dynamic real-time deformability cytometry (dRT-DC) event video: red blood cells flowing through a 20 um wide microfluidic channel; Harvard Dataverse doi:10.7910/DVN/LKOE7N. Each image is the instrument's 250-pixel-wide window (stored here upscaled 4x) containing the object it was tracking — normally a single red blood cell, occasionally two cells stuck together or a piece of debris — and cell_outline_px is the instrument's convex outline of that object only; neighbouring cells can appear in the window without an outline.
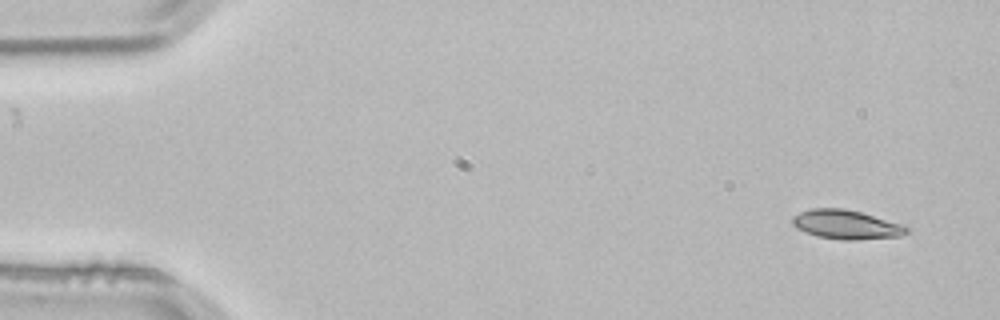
{"species": "common noctule bat (a hibernating species)", "species_latin": "Nyctalus noctula", "temperature_condition": "room temperature", "stored_images_in_passage": 2, "camera_frame_rate_fps": 3000, "um_per_image_px": 0.085, "animal": {"sex": "male", "body_mass_g": 21.5, "forearm_length_mm": 52.0}, "frame": {"image": 1, "passage_image": 2, "time_ms": 0.333, "image_size_px": [1000, 320], "cell_outline_px": [[908, 232], [900, 236], [856, 240], [844, 240], [816, 236], [796, 228], [792, 224], [792, 216], [800, 212], [812, 208], [844, 208], [860, 212], [904, 224], [908, 228]], "centroid_in_image_um": [71.92, 19.08], "position_along_channel_um": 13.1, "area_um2": 19.42}}